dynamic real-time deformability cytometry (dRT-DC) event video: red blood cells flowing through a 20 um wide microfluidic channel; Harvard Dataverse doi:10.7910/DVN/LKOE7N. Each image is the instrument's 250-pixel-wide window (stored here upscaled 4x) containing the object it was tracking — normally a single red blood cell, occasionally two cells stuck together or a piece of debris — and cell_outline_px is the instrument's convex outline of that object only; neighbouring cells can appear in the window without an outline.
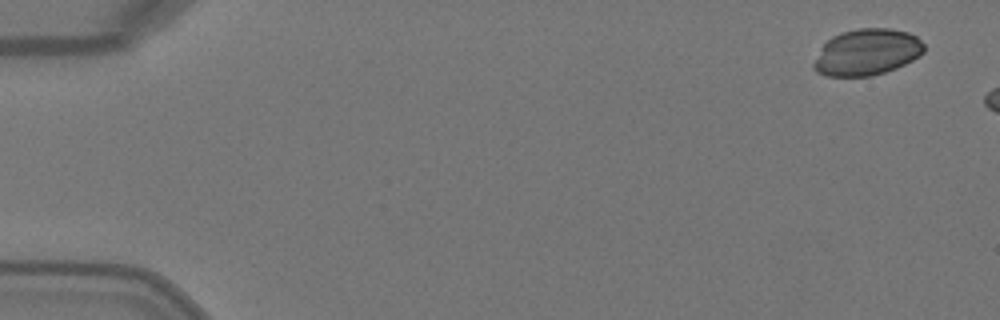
{"species": "Egyptian fruit bat (a non-hibernating species)", "species_latin": "Rousettus aegyptiacus", "temperature_condition": "warm", "stored_images_in_passage": 3, "camera_frame_rate_fps": 3000, "um_per_image_px": 0.085, "animal": {"sex": "female"}, "frame": {"image": 1, "passage_image": 1, "time_ms": 0.0, "image_size_px": [1000, 320], "cell_outline_px": [[924, 52], [920, 56], [896, 68], [872, 76], [824, 76], [816, 72], [812, 68], [812, 64], [820, 48], [832, 36], [840, 32], [860, 28], [888, 28], [908, 32], [916, 36], [924, 44]], "centroid_in_image_um": [73.66, 4.44], "position_along_channel_um": 11.3, "area_um2": 30.0}}